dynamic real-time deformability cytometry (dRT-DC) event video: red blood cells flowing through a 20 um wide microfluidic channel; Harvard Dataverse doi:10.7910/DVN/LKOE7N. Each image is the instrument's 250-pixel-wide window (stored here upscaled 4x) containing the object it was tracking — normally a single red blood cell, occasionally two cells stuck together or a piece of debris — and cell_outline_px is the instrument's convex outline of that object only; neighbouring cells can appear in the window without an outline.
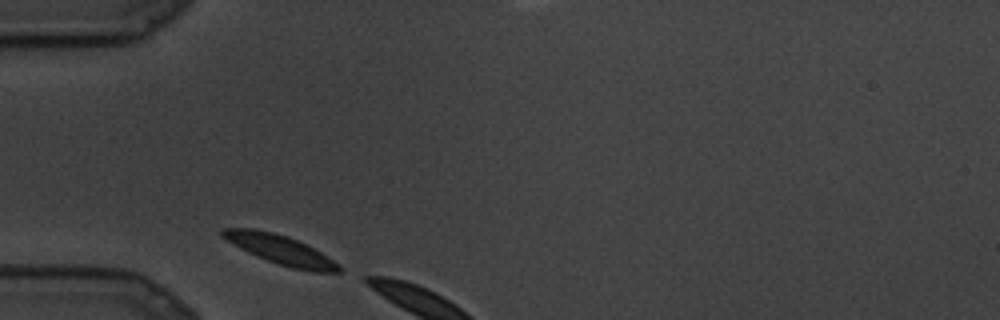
{"species": "common noctule bat (a hibernating species)", "species_latin": "Nyctalus noctula", "temperature_condition": "cold", "stored_images_in_passage": 2, "camera_frame_rate_fps": 3000, "um_per_image_px": 0.085, "animal": {"sex": "male", "body_mass_g": 19.5, "forearm_length_mm": 54.6}, "frame": {"image": 1, "passage_image": 1, "time_ms": 0.0, "image_size_px": [1000, 320], "cell_outline_px": [[340, 272], [312, 272], [292, 268], [256, 256], [240, 248], [220, 236], [220, 228], [256, 228], [272, 232], [296, 240], [320, 252], [340, 264]], "centroid_in_image_um": [23.79, 21.22], "position_along_channel_um": 61.2, "area_um2": 19.54}}